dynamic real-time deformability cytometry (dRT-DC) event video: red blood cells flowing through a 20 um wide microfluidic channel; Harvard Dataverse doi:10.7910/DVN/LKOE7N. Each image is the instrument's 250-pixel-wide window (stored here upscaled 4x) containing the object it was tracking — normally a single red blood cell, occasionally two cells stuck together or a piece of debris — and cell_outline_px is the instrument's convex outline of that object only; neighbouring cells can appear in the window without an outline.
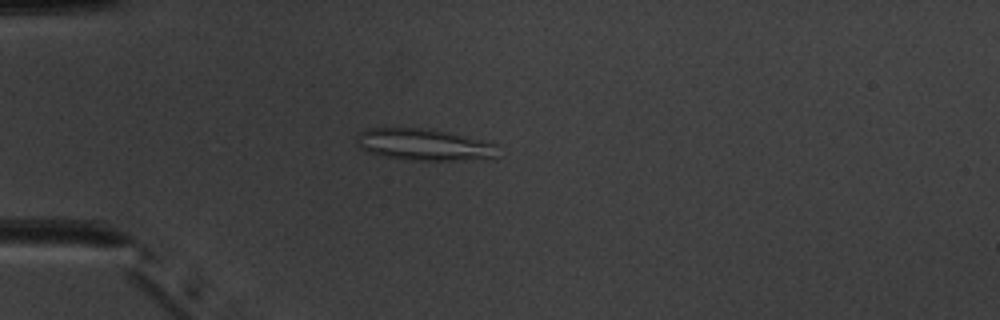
{"species": "common noctule bat (a hibernating species)", "species_latin": "Nyctalus noctula", "temperature_condition": "warm", "stored_images_in_passage": 5, "camera_frame_rate_fps": 3000, "um_per_image_px": 0.085, "animal": {"sex": "male", "body_mass_g": 20.1, "forearm_length_mm": 53.5}, "frame": {"image": 1, "passage_image": 1, "time_ms": 0.0, "image_size_px": [1000, 320], "cell_outline_px": [[480, 144], [460, 156], [408, 156], [384, 152], [372, 148], [372, 132], [428, 132], [448, 136]], "centroid_in_image_um": [35.73, 12.25], "position_along_channel_um": 49.3, "area_um2": 14.85}}
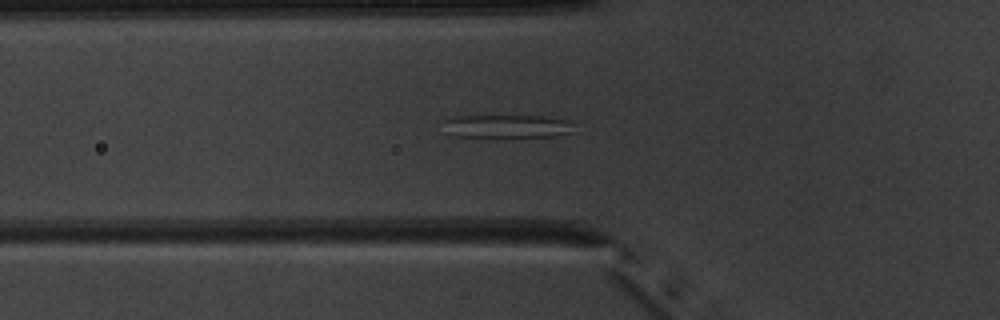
{"frame": {"image": 2, "passage_image": 5, "time_ms": 1.333, "image_size_px": [1000, 320], "cell_outline_px": [[552, 120], [544, 136], [464, 136], [468, 120], [476, 116], [516, 116]], "centroid_in_image_um": [43.05, 10.74], "position_along_channel_um": 82.7, "area_um2": 11.27}}